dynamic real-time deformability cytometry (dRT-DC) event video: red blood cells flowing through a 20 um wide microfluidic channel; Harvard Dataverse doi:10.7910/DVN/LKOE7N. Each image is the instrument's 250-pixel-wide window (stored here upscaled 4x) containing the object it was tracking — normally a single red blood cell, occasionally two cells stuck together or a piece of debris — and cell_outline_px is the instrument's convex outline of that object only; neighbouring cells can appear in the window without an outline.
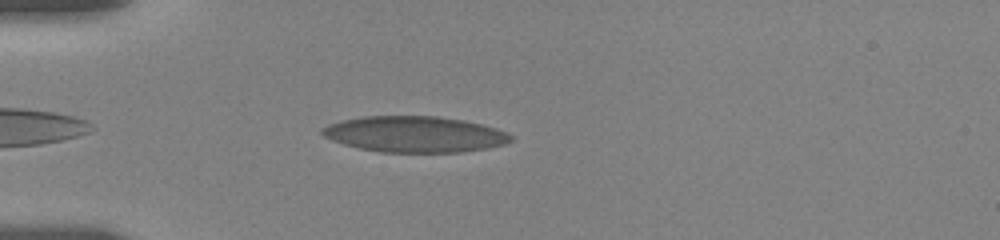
{"species": "human", "species_latin": "Homo sapiens", "temperature_condition": "room temperature", "stored_images_in_passage": 7, "camera_frame_rate_fps": 3000, "um_per_image_px": 0.085, "donor": {"sex": "female"}, "frame": {"image": 1, "passage_image": 1, "time_ms": 0.0, "image_size_px": [1000, 240], "cell_outline_px": [[512, 140], [504, 144], [488, 148], [456, 152], [380, 152], [360, 148], [344, 144], [332, 140], [324, 136], [320, 132], [320, 128], [328, 124], [340, 120], [364, 116], [436, 116], [460, 120], [480, 124], [496, 128], [508, 132], [512, 136]], "centroid_in_image_um": [35.21, 11.41], "position_along_channel_um": 49.8, "area_um2": 39.48}}
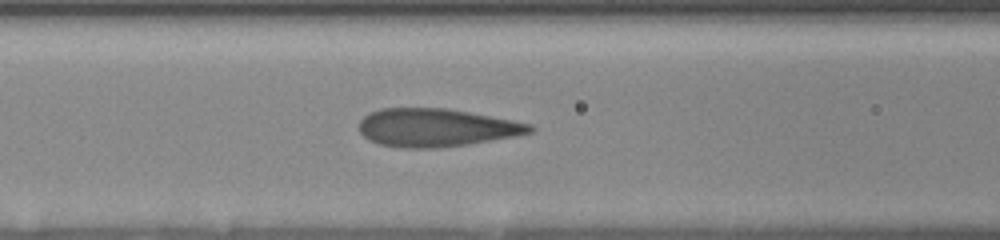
{"frame": {"image": 2, "passage_image": 5, "time_ms": 2.667, "image_size_px": [1000, 240], "cell_outline_px": [[536, 128], [532, 132], [512, 136], [468, 144], [436, 148], [404, 148], [380, 144], [368, 140], [360, 132], [360, 120], [364, 116], [380, 108], [448, 108], [512, 120], [532, 124]], "centroid_in_image_um": [37.06, 10.84], "position_along_channel_um": 129.5, "area_um2": 37.69}}
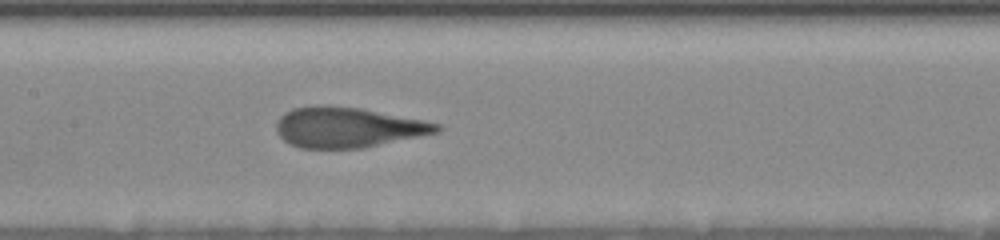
{"frame": {"image": 3, "passage_image": 7, "time_ms": 4.0, "image_size_px": [1000, 240], "cell_outline_px": [[444, 128], [440, 132], [364, 148], [300, 148], [288, 144], [276, 132], [276, 124], [280, 116], [284, 112], [292, 108], [312, 104], [328, 104], [360, 108], [440, 124]], "centroid_in_image_um": [29.52, 10.82], "position_along_channel_um": 177.9, "area_um2": 38.03}}